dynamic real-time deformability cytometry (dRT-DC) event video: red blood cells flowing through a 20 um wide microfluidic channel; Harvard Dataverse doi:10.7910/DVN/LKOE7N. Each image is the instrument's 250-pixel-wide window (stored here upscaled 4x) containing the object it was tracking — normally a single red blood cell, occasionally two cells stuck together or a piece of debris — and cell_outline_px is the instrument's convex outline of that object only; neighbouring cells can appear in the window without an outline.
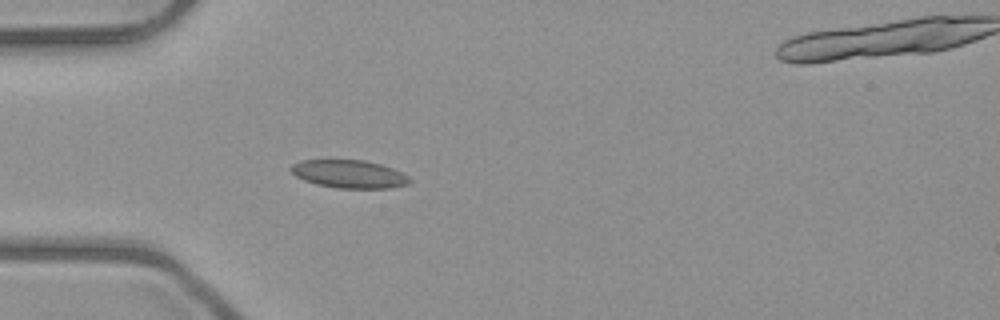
{"species": "common noctule bat (a hibernating species)", "species_latin": "Nyctalus noctula", "temperature_condition": "room temperature", "stored_images_in_passage": 6, "camera_frame_rate_fps": 3000, "um_per_image_px": 0.085, "animal": {"sex": "male", "body_mass_g": 23.1, "forearm_length_mm": 52.7}, "frame": {"image": 1, "passage_image": 5, "time_ms": 4.667, "image_size_px": [1000, 320], "cell_outline_px": [[412, 180], [408, 184], [392, 188], [336, 188], [316, 184], [304, 180], [296, 176], [288, 168], [292, 164], [300, 160], [364, 160], [380, 164], [392, 168], [408, 176]], "centroid_in_image_um": [29.66, 14.79], "position_along_channel_um": 55.3, "area_um2": 19.42}}